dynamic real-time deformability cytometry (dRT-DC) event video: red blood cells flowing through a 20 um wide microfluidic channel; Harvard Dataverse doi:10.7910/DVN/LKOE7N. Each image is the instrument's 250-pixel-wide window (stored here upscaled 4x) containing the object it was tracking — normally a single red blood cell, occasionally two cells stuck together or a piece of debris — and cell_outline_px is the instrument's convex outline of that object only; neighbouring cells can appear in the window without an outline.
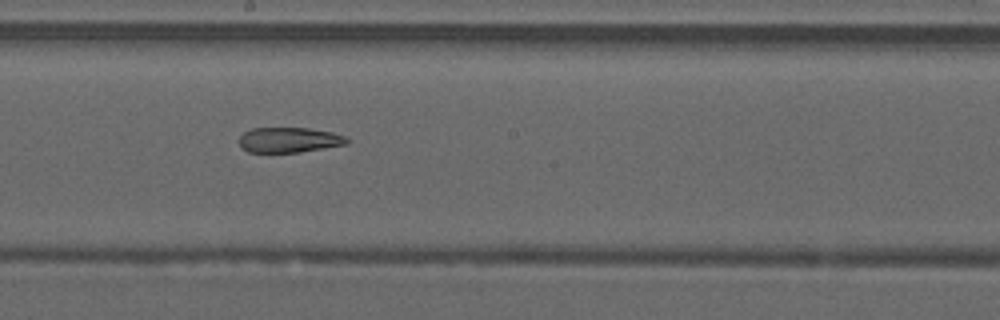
{"species": "common noctule bat (a hibernating species)", "species_latin": "Nyctalus noctula", "temperature_condition": "warm", "stored_images_in_passage": 31, "camera_frame_rate_fps": 3000, "um_per_image_px": 0.085, "animal": {"sex": "male", "forearm_length_mm": 52.5}, "frame": {"image": 1, "passage_image": 14, "time_ms": 4.333, "image_size_px": [1000, 320], "cell_outline_px": [[352, 140], [348, 144], [300, 152], [248, 152], [240, 148], [240, 136], [244, 132], [252, 128], [308, 128], [332, 132], [348, 136]], "centroid_in_image_um": [24.62, 11.89], "position_along_channel_um": 223.6, "area_um2": 16.01}, "authors_computed_cell_mechanics": {"area_um2": 17.7446, "velocity_mm_per_s": 4.161, "shape_relaxation_time_tau1_ms": null, "shape_relaxation_time_tau2_ms": 2.7259, "deformation_change_tau1": null, "deformation_change_tau2": 0.1164}}